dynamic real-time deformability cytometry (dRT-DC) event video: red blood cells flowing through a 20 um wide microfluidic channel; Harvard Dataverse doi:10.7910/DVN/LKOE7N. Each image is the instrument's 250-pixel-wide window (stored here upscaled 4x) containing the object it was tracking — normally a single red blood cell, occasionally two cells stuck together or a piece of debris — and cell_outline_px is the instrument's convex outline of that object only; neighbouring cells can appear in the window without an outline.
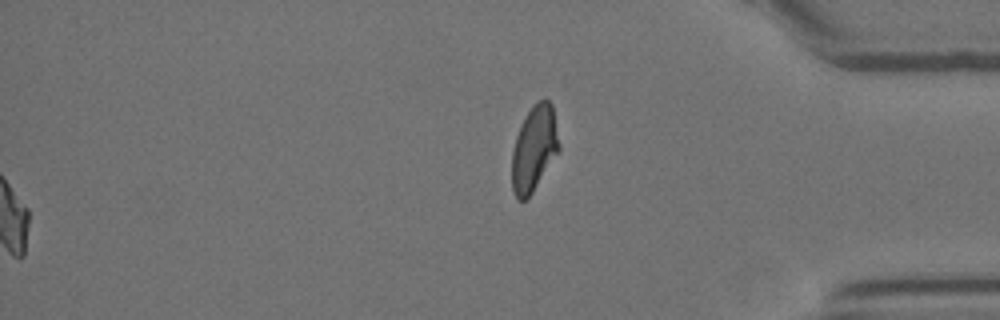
{"species": "Egyptian fruit bat (a non-hibernating species)", "species_latin": "Rousettus aegyptiacus", "temperature_condition": "room temperature", "stored_images_in_passage": 57, "segment_of_instrument_passage": [2, 2], "camera_frame_rate_fps": 3000, "um_per_image_px": 0.085, "animal": {"sex": "female"}, "frame": {"image": 1, "passage_image": 57, "time_ms": 18.667, "image_size_px": [1000, 320], "cell_outline_px": [[560, 148], [532, 192], [524, 200], [516, 200], [512, 188], [512, 152], [516, 136], [520, 124], [532, 104], [540, 100], [548, 100], [552, 104], [560, 144]], "centroid_in_image_um": [45.38, 12.6], "position_along_channel_um": 389.8, "area_um2": 23.29}}